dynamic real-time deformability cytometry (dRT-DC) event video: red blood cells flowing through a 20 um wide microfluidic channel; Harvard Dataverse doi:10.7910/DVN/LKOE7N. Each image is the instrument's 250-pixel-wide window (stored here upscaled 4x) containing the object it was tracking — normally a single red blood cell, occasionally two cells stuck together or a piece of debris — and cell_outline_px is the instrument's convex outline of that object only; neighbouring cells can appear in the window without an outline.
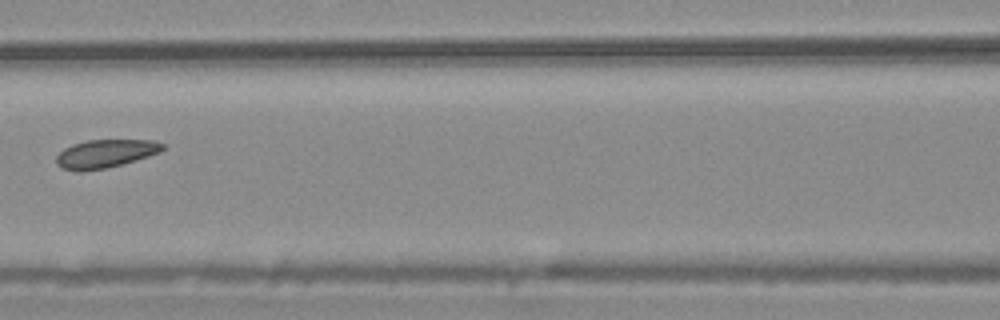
{"species": "common noctule bat (a hibernating species)", "species_latin": "Nyctalus noctula", "temperature_condition": "warm", "stored_images_in_passage": 8, "camera_frame_rate_fps": 3000, "um_per_image_px": 0.085, "animal": {"sex": "male", "body_mass_g": 20.4}, "frame": {"image": 1, "passage_image": 8, "time_ms": 2.333, "image_size_px": [1000, 320], "cell_outline_px": [[164, 148], [160, 152], [148, 156], [108, 168], [84, 172], [76, 172], [60, 168], [56, 164], [56, 156], [64, 148], [72, 144], [88, 140], [152, 140], [164, 144]], "centroid_in_image_um": [8.9, 13.08], "position_along_channel_um": 157.7, "area_um2": 17.69}}